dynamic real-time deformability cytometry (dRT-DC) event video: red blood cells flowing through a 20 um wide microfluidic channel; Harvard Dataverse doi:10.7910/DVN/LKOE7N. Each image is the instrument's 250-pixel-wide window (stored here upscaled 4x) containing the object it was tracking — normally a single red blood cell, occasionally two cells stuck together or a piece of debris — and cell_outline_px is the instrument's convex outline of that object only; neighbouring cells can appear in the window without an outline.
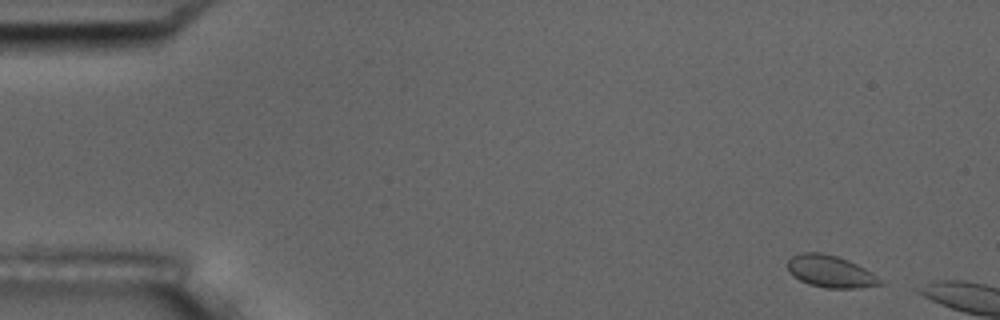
{"species": "common noctule bat (a hibernating species)", "species_latin": "Nyctalus noctula", "temperature_condition": "room temperature", "stored_images_in_passage": 2, "camera_frame_rate_fps": 3000, "um_per_image_px": 0.085, "animal": {"sex": "male", "body_mass_g": 17.5, "forearm_length_mm": 52.3}, "frame": {"image": 1, "passage_image": 1, "time_ms": 0.0, "image_size_px": [1000, 320], "cell_outline_px": [[884, 284], [860, 288], [824, 288], [808, 284], [800, 280], [788, 272], [788, 260], [792, 256], [800, 252], [820, 252], [836, 256], [848, 260], [864, 268], [876, 276]], "centroid_in_image_um": [70.55, 23.08], "position_along_channel_um": 14.4, "area_um2": 17.22}}